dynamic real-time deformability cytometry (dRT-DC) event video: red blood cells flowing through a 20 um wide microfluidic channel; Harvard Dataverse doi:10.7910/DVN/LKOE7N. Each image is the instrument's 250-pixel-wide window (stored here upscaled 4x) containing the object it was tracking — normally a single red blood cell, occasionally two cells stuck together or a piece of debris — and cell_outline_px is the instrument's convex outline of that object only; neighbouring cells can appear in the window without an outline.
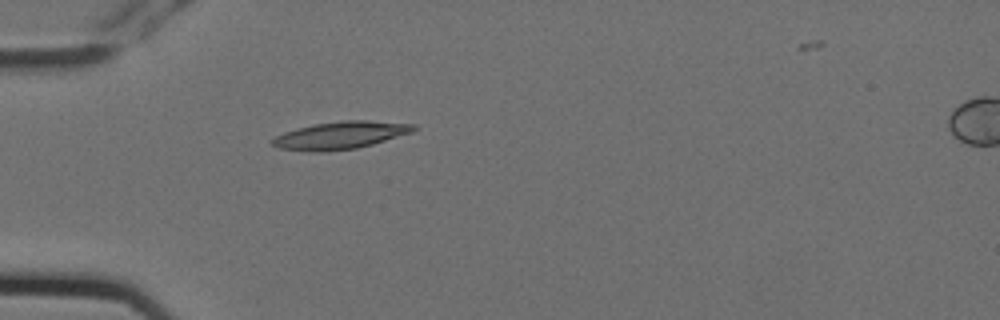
{"species": "Egyptian fruit bat (a non-hibernating species)", "species_latin": "Rousettus aegyptiacus", "temperature_condition": "cold", "stored_images_in_passage": 5, "segment_of_instrument_passage": [1, 2], "camera_frame_rate_fps": 3000, "um_per_image_px": 0.085, "animal": {"sex": "female"}, "frame": {"image": 1, "passage_image": 4, "time_ms": 1.0, "image_size_px": [1000, 320], "cell_outline_px": [[416, 128], [412, 132], [372, 144], [356, 148], [324, 152], [308, 152], [280, 148], [272, 144], [272, 140], [276, 136], [284, 132], [312, 124], [340, 120], [368, 120], [416, 124]], "centroid_in_image_um": [28.93, 11.49], "position_along_channel_um": 56.1, "area_um2": 22.66}}